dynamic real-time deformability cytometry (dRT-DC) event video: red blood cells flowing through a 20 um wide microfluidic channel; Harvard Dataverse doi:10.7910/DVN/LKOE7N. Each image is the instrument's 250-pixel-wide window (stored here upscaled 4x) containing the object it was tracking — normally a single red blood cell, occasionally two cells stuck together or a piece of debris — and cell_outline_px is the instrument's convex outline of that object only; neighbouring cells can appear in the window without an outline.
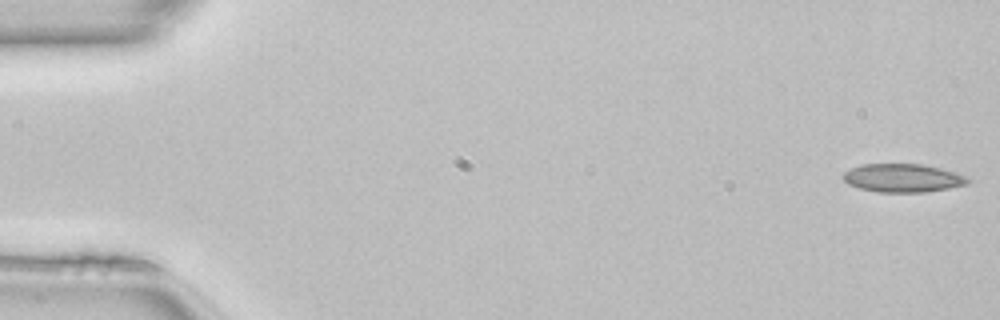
{"species": "common noctule bat (a hibernating species)", "species_latin": "Nyctalus noctula", "temperature_condition": "room temperature", "stored_images_in_passage": 49, "camera_frame_rate_fps": 3000, "um_per_image_px": 0.085, "animal": {"sex": "female", "body_mass_g": 22.7, "forearm_length_mm": 54.2}, "frame": {"image": 1, "passage_image": 1, "time_ms": 0.0, "image_size_px": [1000, 320], "cell_outline_px": [[972, 180], [968, 184], [948, 188], [924, 192], [876, 192], [860, 188], [848, 184], [840, 176], [844, 172], [852, 168], [864, 164], [924, 164], [956, 172]], "centroid_in_image_um": [76.73, 15.13], "position_along_channel_um": 8.3, "area_um2": 20.63}}
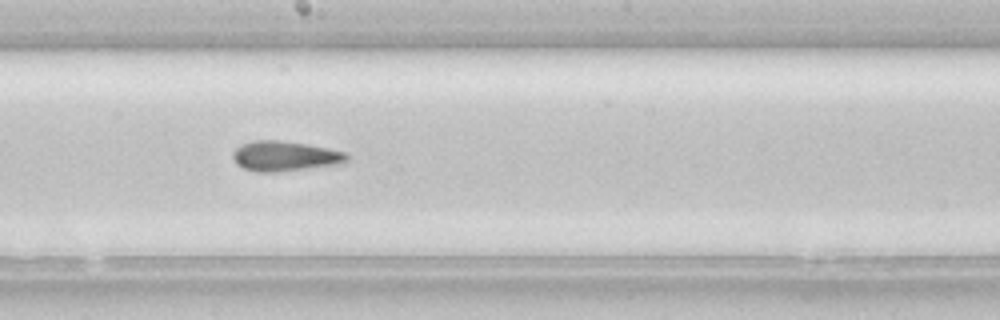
{"frame": {"image": 2, "passage_image": 27, "time_ms": 8.667, "image_size_px": [1000, 320], "cell_outline_px": [[348, 160], [344, 164], [276, 172], [256, 172], [244, 168], [236, 164], [232, 156], [232, 152], [236, 148], [252, 140], [276, 140], [308, 144], [348, 152]], "centroid_in_image_um": [24.25, 13.27], "position_along_channel_um": 223.9, "area_um2": 20.17}}
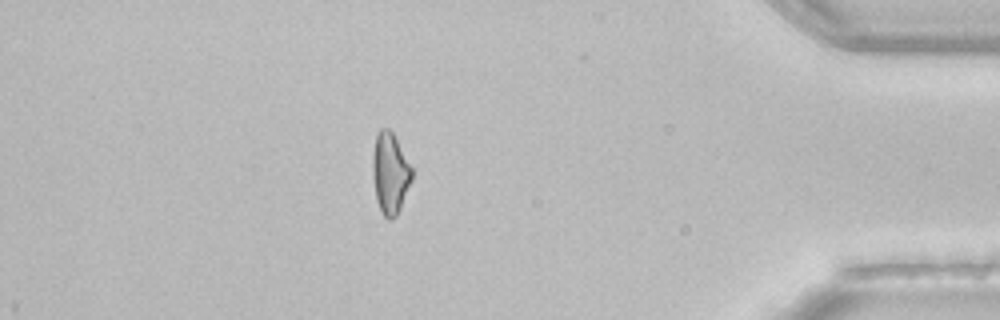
{"frame": {"image": 3, "passage_image": 43, "time_ms": 14.0, "image_size_px": [1000, 320], "cell_outline_px": [[412, 180], [400, 208], [396, 216], [392, 220], [388, 220], [384, 216], [376, 200], [372, 172], [372, 152], [376, 132], [380, 128], [388, 128], [392, 132], [412, 168]], "centroid_in_image_um": [33.14, 14.71], "position_along_channel_um": 402.1, "area_um2": 18.61}, "authors_computed_cell_mechanics": {"area_um2": 19.9988, "velocity_mm_per_s": 4.1476, "shape_relaxation_time_tau1_ms": null, "shape_relaxation_time_tau2_ms": 4.0978, "deformation_change_tau1": null, "deformation_change_tau2": 0.1176}}